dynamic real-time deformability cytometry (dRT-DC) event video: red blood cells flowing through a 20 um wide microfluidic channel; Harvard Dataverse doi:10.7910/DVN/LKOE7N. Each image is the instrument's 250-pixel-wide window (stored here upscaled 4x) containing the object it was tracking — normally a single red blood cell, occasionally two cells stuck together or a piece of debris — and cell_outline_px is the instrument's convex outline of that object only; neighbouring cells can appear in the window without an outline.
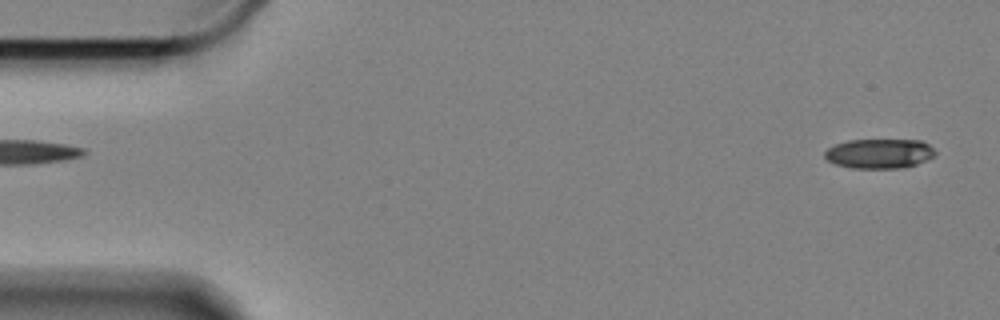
{"species": "Egyptian fruit bat (a non-hibernating species)", "species_latin": "Rousettus aegyptiacus", "temperature_condition": "cold", "stored_images_in_passage": 59, "camera_frame_rate_fps": 3000, "um_per_image_px": 0.085, "animal": {"sex": "female"}, "frame": {"image": 1, "passage_image": 2, "time_ms": 0.333, "image_size_px": [1000, 320], "cell_outline_px": [[936, 156], [916, 164], [900, 168], [852, 168], [836, 164], [828, 160], [824, 156], [824, 152], [828, 148], [836, 144], [848, 140], [920, 140], [928, 144], [936, 152]], "centroid_in_image_um": [74.75, 13.05], "position_along_channel_um": 10.2, "area_um2": 19.02}}
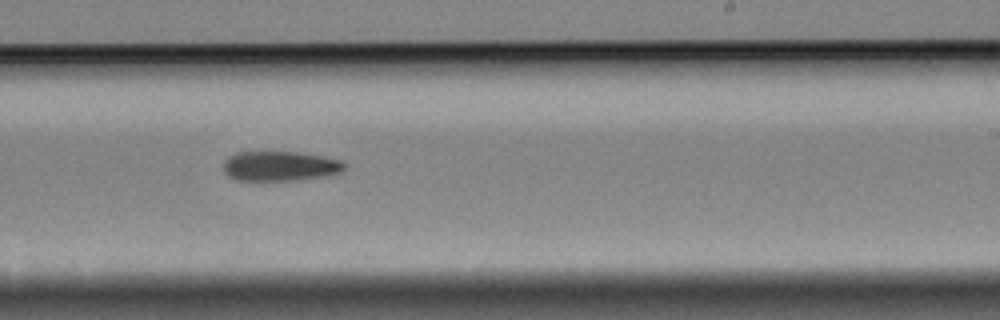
{"frame": {"image": 2, "passage_image": 35, "time_ms": 11.333, "image_size_px": [1000, 320], "cell_outline_px": [[344, 168], [340, 172], [324, 176], [300, 180], [236, 180], [228, 176], [224, 172], [224, 160], [228, 156], [236, 152], [300, 152], [340, 160], [344, 164]], "centroid_in_image_um": [23.75, 14.11], "position_along_channel_um": 265.2, "area_um2": 20.92}}
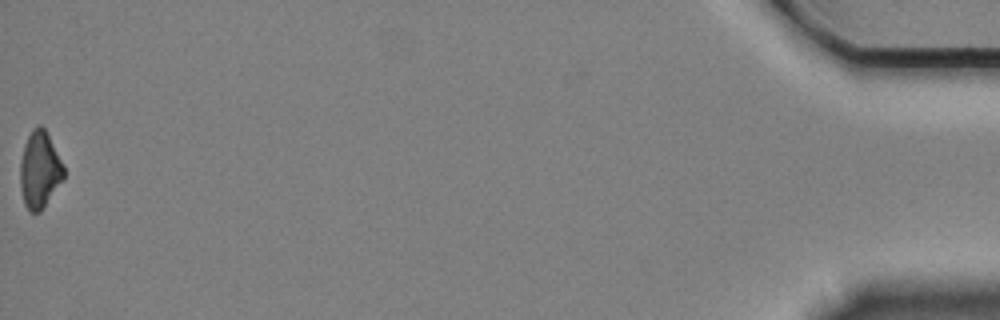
{"frame": {"image": 3, "passage_image": 59, "time_ms": 19.333, "image_size_px": [1000, 320], "cell_outline_px": [[64, 176], [40, 212], [32, 212], [24, 204], [20, 188], [20, 160], [24, 144], [32, 128], [40, 124], [44, 128], [64, 164]], "centroid_in_image_um": [3.35, 14.41], "position_along_channel_um": 431.9, "area_um2": 19.31}, "authors_computed_cell_mechanics": {"area_um2": 20.9236, "velocity_mm_per_s": 3.335, "shape_relaxation_time_tau1_ms": 9.9946, "shape_relaxation_time_tau2_ms": null, "deformation_change_tau1": 0.1594, "deformation_change_tau2": null}}